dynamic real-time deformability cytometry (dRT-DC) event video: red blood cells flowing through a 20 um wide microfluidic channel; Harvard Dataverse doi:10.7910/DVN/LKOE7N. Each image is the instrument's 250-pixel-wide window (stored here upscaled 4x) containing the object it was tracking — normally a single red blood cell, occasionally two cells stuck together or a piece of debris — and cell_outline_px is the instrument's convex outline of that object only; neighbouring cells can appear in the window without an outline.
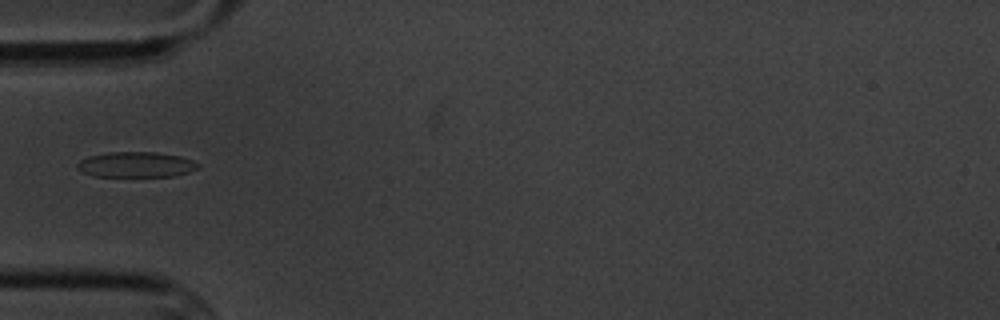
{"species": "common noctule bat (a hibernating species)", "species_latin": "Nyctalus noctula", "temperature_condition": "cold", "stored_images_in_passage": 3, "camera_frame_rate_fps": 3000, "um_per_image_px": 0.085, "animal": {"sex": "male", "body_mass_g": 20.1, "forearm_length_mm": 53.5}, "frame": {"image": 1, "passage_image": 3, "time_ms": 2.333, "image_size_px": [1000, 320], "cell_outline_px": [[200, 168], [176, 176], [96, 176], [84, 172], [76, 168], [76, 164], [80, 160], [88, 156], [108, 152], [156, 152], [180, 156], [192, 160], [200, 164]], "centroid_in_image_um": [11.59, 13.98], "position_along_channel_um": 73.4, "area_um2": 17.92}}